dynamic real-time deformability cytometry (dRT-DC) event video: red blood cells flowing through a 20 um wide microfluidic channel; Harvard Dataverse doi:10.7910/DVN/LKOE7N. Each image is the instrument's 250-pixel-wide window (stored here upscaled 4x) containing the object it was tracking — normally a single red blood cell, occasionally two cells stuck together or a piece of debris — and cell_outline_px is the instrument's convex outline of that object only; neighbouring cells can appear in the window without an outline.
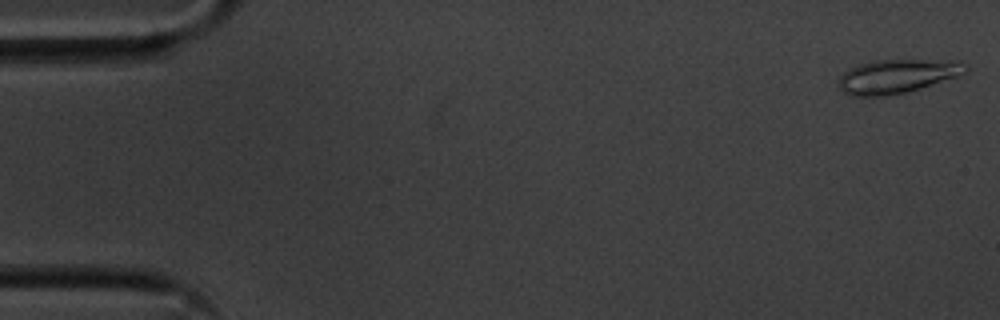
{"species": "common noctule bat (a hibernating species)", "species_latin": "Nyctalus noctula", "temperature_condition": "cold", "stored_images_in_passage": 55, "camera_frame_rate_fps": 3000, "um_per_image_px": 0.085, "animal": {"sex": "male", "body_mass_g": 20.1, "forearm_length_mm": 53.5}, "frame": {"image": 1, "passage_image": 1, "time_ms": 0.0, "image_size_px": [1000, 320], "cell_outline_px": [[968, 68], [964, 72], [956, 76], [920, 88], [888, 96], [852, 96], [844, 92], [840, 88], [840, 76], [848, 68], [856, 64], [872, 60], [960, 60], [968, 64]], "centroid_in_image_um": [76.24, 6.46], "position_along_channel_um": 8.8, "area_um2": 25.03}}
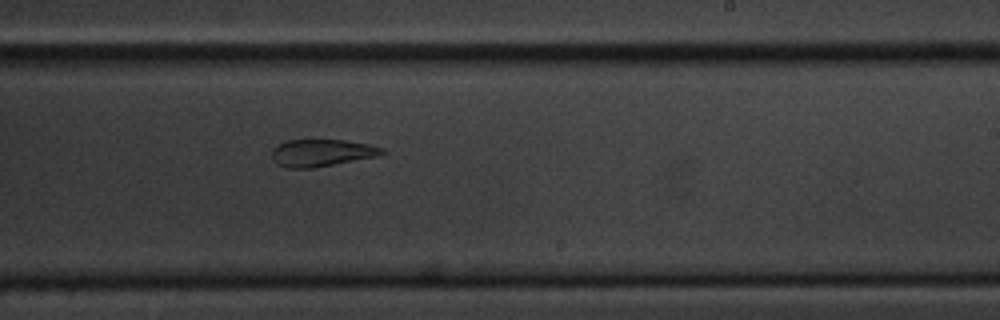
{"frame": {"image": 2, "passage_image": 33, "time_ms": 10.667, "image_size_px": [1000, 320], "cell_outline_px": [[388, 152], [376, 156], [312, 168], [288, 168], [276, 164], [272, 160], [272, 148], [276, 144], [288, 140], [344, 140], [372, 144], [384, 148]], "centroid_in_image_um": [27.33, 12.98], "position_along_channel_um": 261.7, "area_um2": 17.57}}
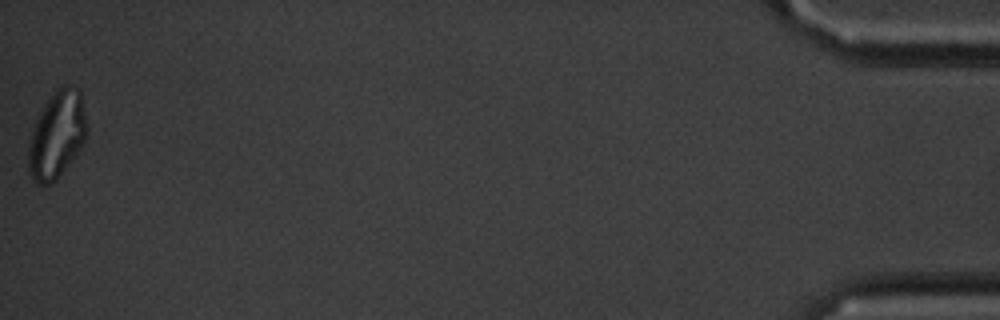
{"frame": {"image": 3, "passage_image": 55, "time_ms": 18.0, "image_size_px": [1000, 320], "cell_outline_px": [[88, 132], [80, 148], [56, 180], [52, 184], [36, 184], [32, 180], [28, 172], [28, 144], [32, 128], [44, 104], [56, 88], [60, 84], [72, 84], [80, 92], [88, 128]], "centroid_in_image_um": [4.82, 11.45], "position_along_channel_um": 430.4, "area_um2": 29.88}, "authors_computed_cell_mechanics": {"area_um2": 20.4034, "velocity_mm_per_s": 3.599, "shape_relaxation_time_tau1_ms": 6.6771, "shape_relaxation_time_tau2_ms": 4.0332, "deformation_change_tau1": 0.1724, "deformation_change_tau2": 0.1178}}